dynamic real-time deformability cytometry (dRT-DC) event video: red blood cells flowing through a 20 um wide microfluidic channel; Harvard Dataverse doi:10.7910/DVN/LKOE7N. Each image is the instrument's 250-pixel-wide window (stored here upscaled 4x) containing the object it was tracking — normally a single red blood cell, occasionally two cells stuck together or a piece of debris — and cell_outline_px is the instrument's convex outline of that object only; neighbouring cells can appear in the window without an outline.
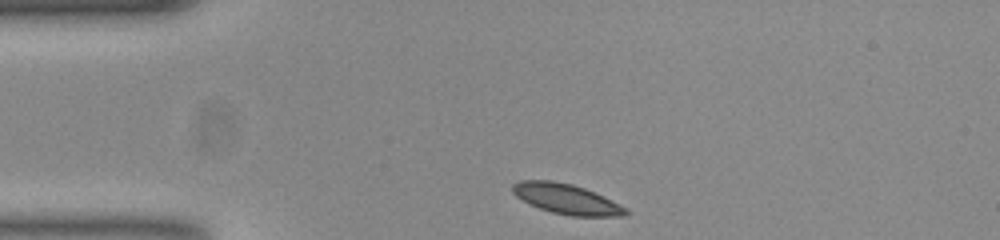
{"species": "common noctule bat (a hibernating species)", "species_latin": "Nyctalus noctula", "temperature_condition": "room temperature", "stored_images_in_passage": 34, "camera_frame_rate_fps": 3000, "um_per_image_px": 0.085, "animal": {"sex": "female", "body_mass_g": 23.0, "forearm_length_mm": 53.4}, "frame": {"image": 1, "passage_image": 1, "time_ms": 0.0, "image_size_px": [1000, 240], "cell_outline_px": [[628, 212], [624, 216], [572, 216], [552, 212], [528, 204], [516, 196], [512, 192], [512, 184], [520, 180], [552, 180], [572, 184], [584, 188], [604, 196], [628, 208]], "centroid_in_image_um": [48.14, 16.91], "position_along_channel_um": 36.9, "area_um2": 19.94}}
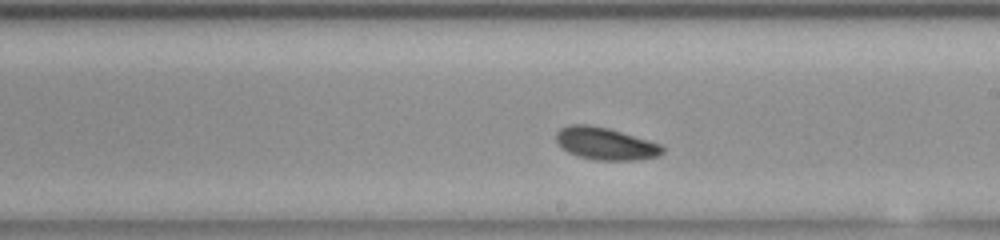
{"frame": {"image": 2, "passage_image": 20, "time_ms": 6.333, "image_size_px": [1000, 240], "cell_outline_px": [[664, 152], [656, 156], [636, 160], [596, 160], [580, 156], [568, 152], [556, 144], [556, 132], [560, 128], [572, 124], [584, 124], [608, 128], [648, 140], [660, 144], [664, 148]], "centroid_in_image_um": [51.43, 12.21], "position_along_channel_um": 237.6, "area_um2": 19.88}}
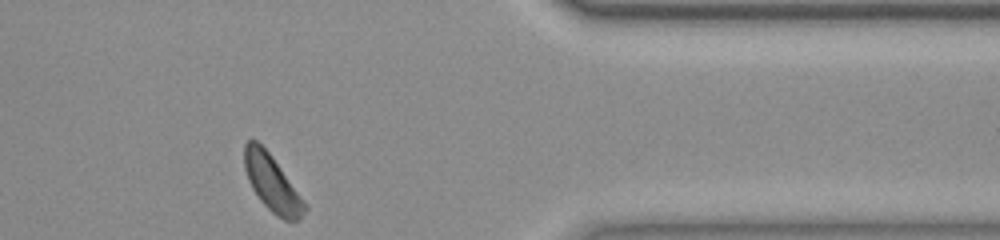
{"frame": {"image": 3, "passage_image": 34, "time_ms": 11.0, "image_size_px": [1000, 240], "cell_outline_px": [[308, 208], [300, 220], [284, 220], [276, 216], [260, 200], [252, 188], [248, 180], [244, 168], [244, 144], [248, 140], [256, 140], [272, 156], [308, 204]], "centroid_in_image_um": [23.15, 15.6], "position_along_channel_um": 388.2, "area_um2": 19.88}}